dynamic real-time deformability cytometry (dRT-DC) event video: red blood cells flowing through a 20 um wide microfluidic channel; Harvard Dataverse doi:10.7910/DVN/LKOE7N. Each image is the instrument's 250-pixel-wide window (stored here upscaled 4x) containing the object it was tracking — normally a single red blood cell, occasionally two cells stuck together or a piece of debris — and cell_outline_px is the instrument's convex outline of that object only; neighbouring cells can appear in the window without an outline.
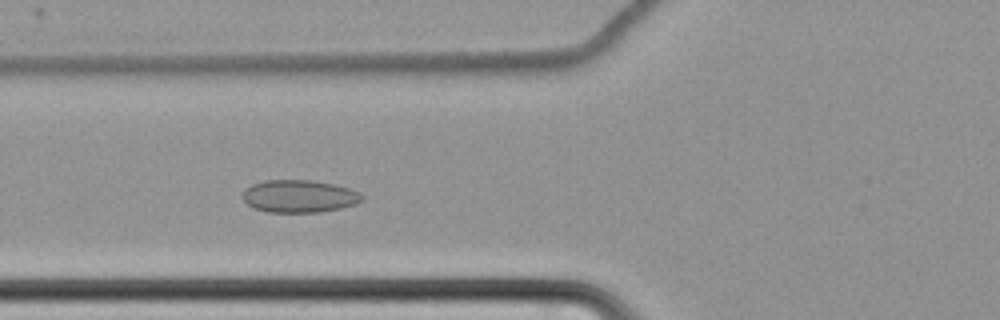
{"species": "common noctule bat (a hibernating species)", "species_latin": "Nyctalus noctula", "temperature_condition": "cold", "stored_images_in_passage": 60, "camera_frame_rate_fps": 3000, "um_per_image_px": 0.085, "animal": {"sex": "female", "body_mass_g": 22.7, "forearm_length_mm": 54.2}, "frame": {"image": 1, "passage_image": 23, "time_ms": 7.333, "image_size_px": [1000, 320], "cell_outline_px": [[364, 200], [356, 204], [340, 208], [320, 212], [268, 212], [256, 208], [248, 204], [240, 196], [252, 184], [264, 180], [312, 180], [336, 184], [360, 192], [364, 196]], "centroid_in_image_um": [25.47, 16.67], "position_along_channel_um": 100.3, "area_um2": 22.72}}
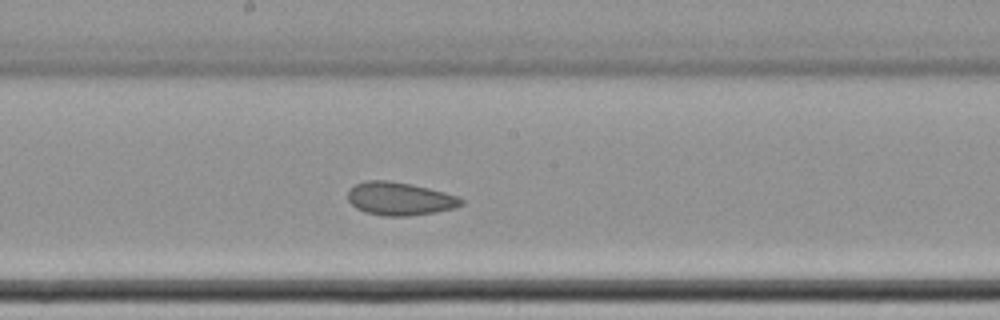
{"frame": {"image": 2, "passage_image": 33, "time_ms": 10.667, "image_size_px": [1000, 320], "cell_outline_px": [[464, 204], [456, 208], [436, 212], [412, 216], [384, 216], [364, 212], [356, 208], [348, 200], [348, 188], [364, 180], [388, 180], [412, 184], [444, 192], [456, 196], [464, 200]], "centroid_in_image_um": [33.97, 16.89], "position_along_channel_um": 214.2, "area_um2": 22.14}}
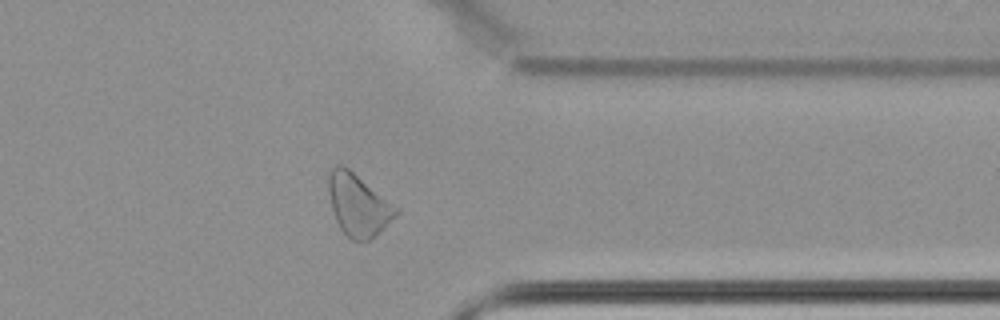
{"frame": {"image": 3, "passage_image": 48, "time_ms": 15.667, "image_size_px": [1000, 320], "cell_outline_px": [[400, 212], [376, 236], [368, 240], [352, 240], [340, 228], [336, 220], [332, 208], [328, 192], [328, 176], [332, 168], [336, 164], [344, 164], [400, 208]], "centroid_in_image_um": [30.47, 17.39], "position_along_channel_um": 380.9, "area_um2": 24.57}, "authors_computed_cell_mechanics": {"area_um2": 24.2182, "velocity_mm_per_s": 3.4188, "shape_relaxation_time_tau1_ms": null, "shape_relaxation_time_tau2_ms": 3.3567, "deformation_change_tau1": null, "deformation_change_tau2": 0.0847}}